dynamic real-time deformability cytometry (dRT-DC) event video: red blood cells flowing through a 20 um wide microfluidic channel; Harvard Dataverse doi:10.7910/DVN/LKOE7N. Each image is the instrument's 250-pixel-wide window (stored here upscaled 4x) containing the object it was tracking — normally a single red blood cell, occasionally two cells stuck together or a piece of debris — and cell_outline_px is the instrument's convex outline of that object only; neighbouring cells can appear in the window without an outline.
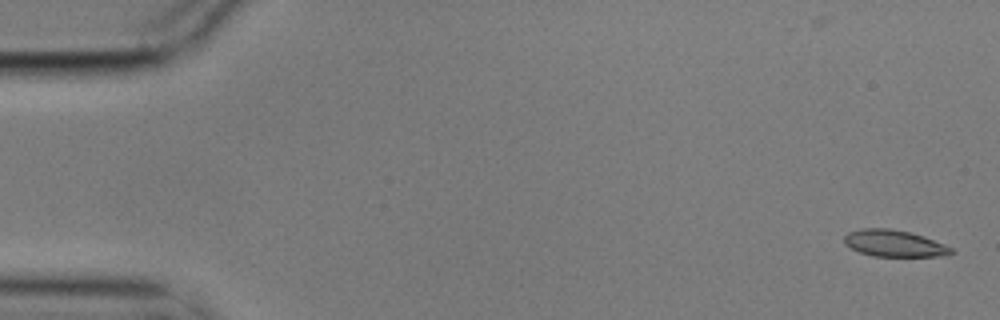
{"species": "common noctule bat (a hibernating species)", "species_latin": "Nyctalus noctula", "temperature_condition": "cold", "stored_images_in_passage": 4, "camera_frame_rate_fps": 3000, "um_per_image_px": 0.085, "animal": {"sex": "male", "body_mass_g": 17.9}, "frame": {"image": 1, "passage_image": 1, "time_ms": 0.0, "image_size_px": [1000, 320], "cell_outline_px": [[956, 252], [944, 256], [872, 256], [860, 252], [844, 244], [844, 236], [848, 232], [860, 228], [888, 228], [908, 232], [924, 236], [944, 244], [952, 248]], "centroid_in_image_um": [76.01, 20.68], "position_along_channel_um": 9.0, "area_um2": 16.65}}